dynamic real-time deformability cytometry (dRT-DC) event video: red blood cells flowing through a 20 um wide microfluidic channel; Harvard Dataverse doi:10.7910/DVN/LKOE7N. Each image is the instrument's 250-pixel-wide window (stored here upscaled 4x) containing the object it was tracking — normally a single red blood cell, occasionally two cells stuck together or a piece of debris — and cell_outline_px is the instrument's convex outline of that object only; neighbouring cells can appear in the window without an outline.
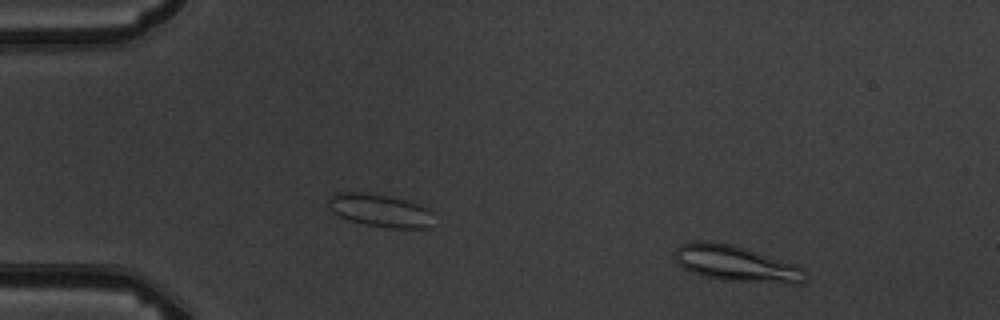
{"species": "common noctule bat (a hibernating species)", "species_latin": "Nyctalus noctula", "temperature_condition": "warm", "stored_images_in_passage": 5, "camera_frame_rate_fps": 3000, "um_per_image_px": 0.085, "animal": {"sex": "male", "body_mass_g": 19.5, "forearm_length_mm": 54.6}, "frame": {"image": 1, "passage_image": 2, "time_ms": 1.333, "image_size_px": [1000, 320], "cell_outline_px": [[808, 280], [800, 284], [792, 284], [720, 280], [700, 276], [684, 268], [676, 260], [676, 248], [680, 244], [696, 240], [708, 240], [732, 244], [796, 264], [804, 268]], "centroid_in_image_um": [62.61, 22.41], "position_along_channel_um": 22.4, "area_um2": 27.69}}
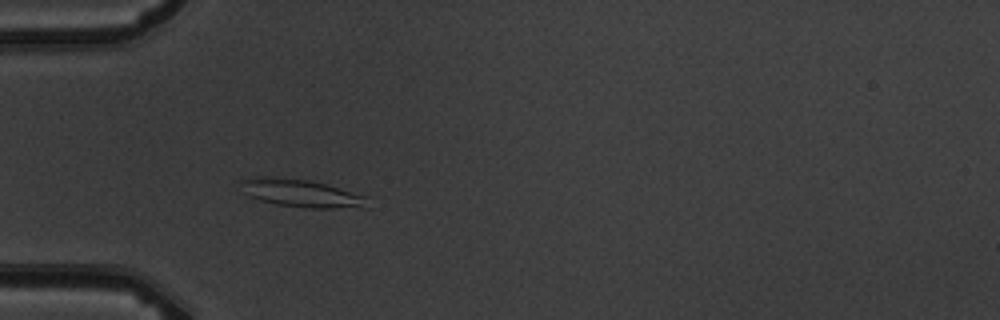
{"frame": {"image": 2, "passage_image": 5, "time_ms": 4.667, "image_size_px": [1000, 320], "cell_outline_px": [[368, 208], [308, 208], [276, 204], [260, 200], [248, 196], [244, 192], [240, 180], [260, 176], [268, 176], [308, 180], [324, 184], [368, 196]], "centroid_in_image_um": [25.64, 16.44], "position_along_channel_um": 59.4, "area_um2": 20.52}}